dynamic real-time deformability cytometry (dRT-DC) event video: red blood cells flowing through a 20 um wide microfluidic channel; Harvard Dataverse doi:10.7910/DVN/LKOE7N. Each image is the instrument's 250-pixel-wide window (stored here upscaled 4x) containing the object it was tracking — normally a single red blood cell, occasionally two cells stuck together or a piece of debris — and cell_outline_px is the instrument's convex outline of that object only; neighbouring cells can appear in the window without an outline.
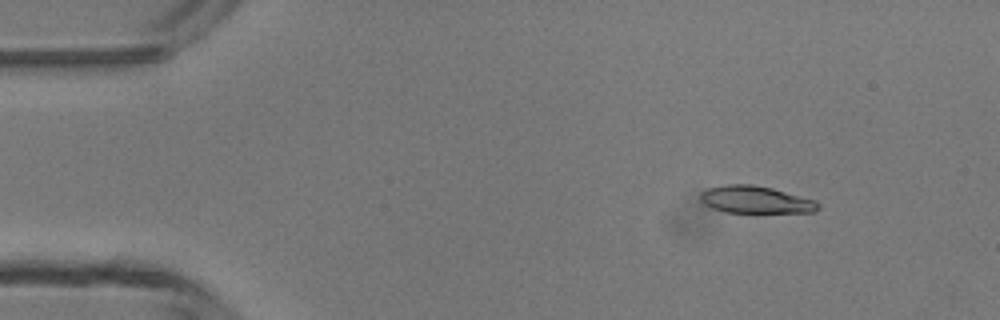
{"species": "common noctule bat (a hibernating species)", "species_latin": "Nyctalus noctula", "temperature_condition": "room temperature", "stored_images_in_passage": 4, "camera_frame_rate_fps": 3000, "um_per_image_px": 0.085, "animal": {"sex": "male", "body_mass_g": 13.3}, "frame": {"image": 1, "passage_image": 1, "time_ms": 0.0, "image_size_px": [1000, 320], "cell_outline_px": [[820, 208], [816, 212], [756, 216], [728, 212], [712, 208], [704, 204], [700, 200], [700, 192], [708, 188], [724, 184], [752, 184], [772, 188], [816, 200], [820, 204]], "centroid_in_image_um": [64.29, 17.04], "position_along_channel_um": 20.7, "area_um2": 20.06}}
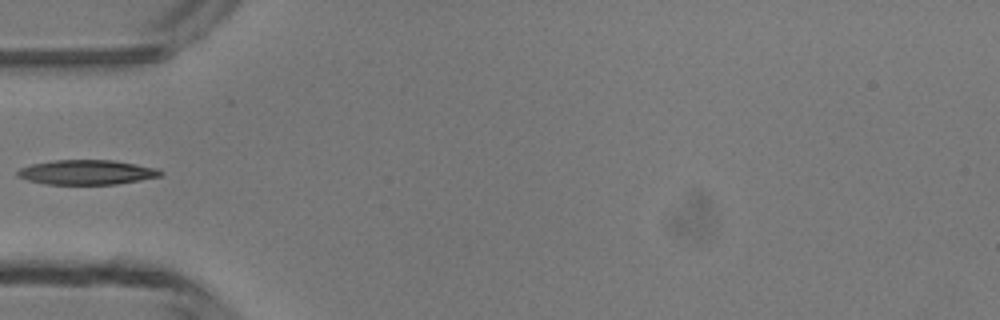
{"frame": {"image": 2, "passage_image": 4, "time_ms": 3.333, "image_size_px": [1000, 320], "cell_outline_px": [[164, 172], [160, 176], [140, 180], [116, 184], [44, 184], [28, 180], [16, 176], [16, 172], [20, 168], [32, 164], [52, 160], [112, 160], [160, 168]], "centroid_in_image_um": [7.38, 14.64], "position_along_channel_um": 77.6, "area_um2": 20.63}}